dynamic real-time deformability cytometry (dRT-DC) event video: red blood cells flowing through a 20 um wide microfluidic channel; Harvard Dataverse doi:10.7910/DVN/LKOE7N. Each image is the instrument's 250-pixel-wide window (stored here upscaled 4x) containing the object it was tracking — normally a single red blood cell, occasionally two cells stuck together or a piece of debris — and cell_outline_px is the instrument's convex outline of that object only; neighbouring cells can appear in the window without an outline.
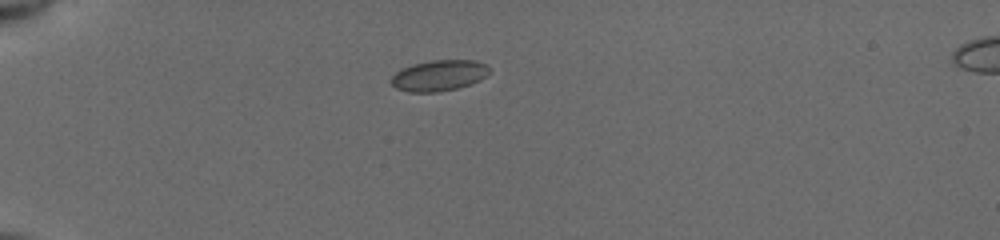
{"species": "common noctule bat (a hibernating species)", "species_latin": "Nyctalus noctula", "temperature_condition": "cold", "stored_images_in_passage": 43, "camera_frame_rate_fps": 3000, "um_per_image_px": 0.085, "animal": {"sex": "female", "body_mass_g": 19.5, "forearm_length_mm": 54.1}, "frame": {"image": 1, "passage_image": 1, "time_ms": 0.0, "image_size_px": [1000, 240], "cell_outline_px": [[488, 72], [480, 80], [472, 84], [456, 88], [436, 92], [408, 92], [396, 88], [388, 80], [396, 72], [412, 64], [432, 60], [476, 60], [484, 64], [488, 68]], "centroid_in_image_um": [37.27, 6.42], "position_along_channel_um": 47.7, "area_um2": 17.57}}
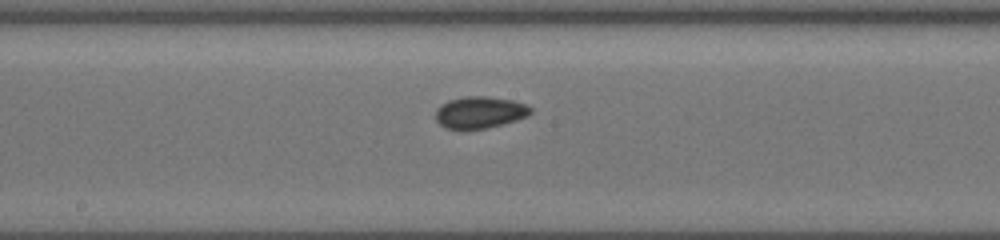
{"frame": {"image": 2, "passage_image": 17, "time_ms": 5.0, "image_size_px": [1000, 240], "cell_outline_px": [[532, 112], [528, 116], [504, 124], [484, 128], [444, 128], [436, 120], [436, 108], [440, 104], [448, 100], [464, 96], [488, 96], [512, 100], [524, 104], [532, 108]], "centroid_in_image_um": [40.78, 9.53], "position_along_channel_um": 207.4, "area_um2": 17.57}}
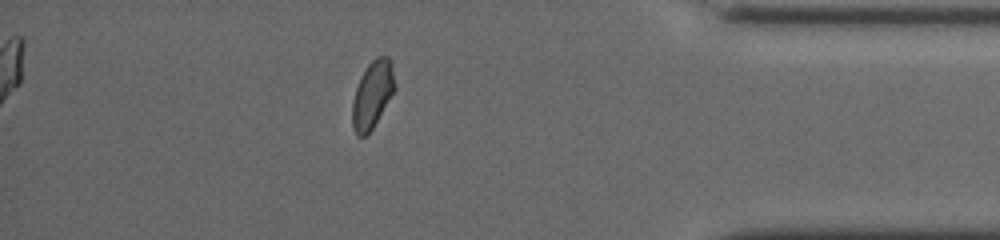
{"frame": {"image": 3, "passage_image": 37, "time_ms": 10.667, "image_size_px": [1000, 240], "cell_outline_px": [[396, 88], [372, 128], [364, 136], [356, 136], [352, 128], [352, 104], [356, 88], [360, 76], [368, 64], [376, 56], [388, 56], [392, 64]], "centroid_in_image_um": [31.65, 8.01], "position_along_channel_um": 403.6, "area_um2": 16.59}, "authors_computed_cell_mechanics": {"area_um2": 16.9932, "velocity_mm_per_s": 3.9231, "shape_relaxation_time_tau1_ms": null, "shape_relaxation_time_tau2_ms": 2.7576, "deformation_change_tau1": null, "deformation_change_tau2": 0.0573}}